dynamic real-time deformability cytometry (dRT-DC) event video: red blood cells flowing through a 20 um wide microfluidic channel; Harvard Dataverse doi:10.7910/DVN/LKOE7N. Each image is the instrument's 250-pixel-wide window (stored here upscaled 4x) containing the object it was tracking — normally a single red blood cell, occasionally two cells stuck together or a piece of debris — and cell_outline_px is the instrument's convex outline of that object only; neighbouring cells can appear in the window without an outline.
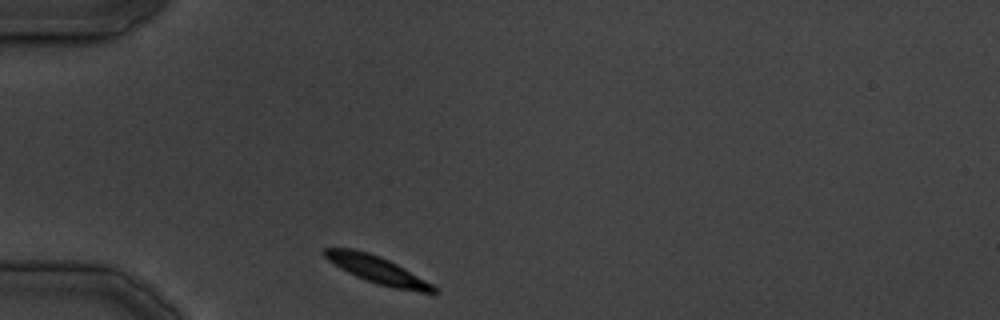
{"species": "common noctule bat (a hibernating species)", "species_latin": "Nyctalus noctula", "temperature_condition": "cold", "stored_images_in_passage": 29, "camera_frame_rate_fps": 3000, "um_per_image_px": 0.085, "animal": {"sex": "male", "body_mass_g": 19.5, "forearm_length_mm": 54.6}, "frame": {"image": 1, "passage_image": 1, "time_ms": 0.0, "image_size_px": [1000, 320], "cell_outline_px": [[440, 292], [432, 296], [376, 284], [356, 276], [340, 268], [328, 260], [324, 256], [324, 248], [352, 248], [368, 252], [380, 256], [404, 268], [440, 288]], "centroid_in_image_um": [32.21, 23.0], "position_along_channel_um": 52.8, "area_um2": 17.74}}
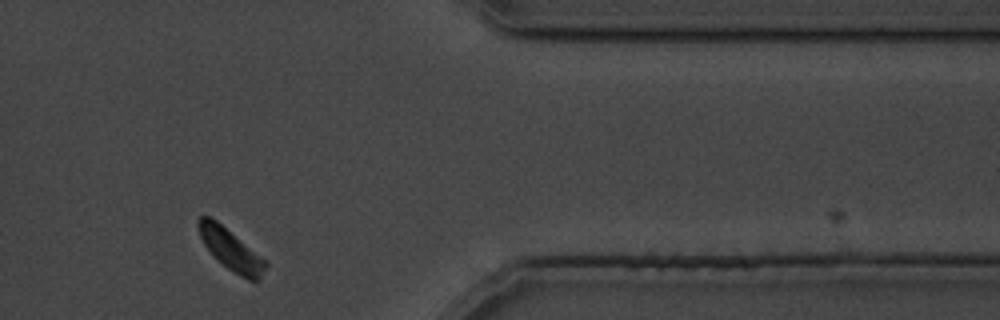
{"frame": {"image": 2, "passage_image": 23, "time_ms": 27.333, "image_size_px": [1000, 320], "cell_outline_px": [[268, 264], [260, 280], [248, 280], [240, 276], [216, 260], [204, 244], [200, 236], [196, 224], [196, 220], [200, 216], [208, 216], [216, 220], [268, 260]], "centroid_in_image_um": [19.64, 21.21], "position_along_channel_um": 391.8, "area_um2": 16.42}}
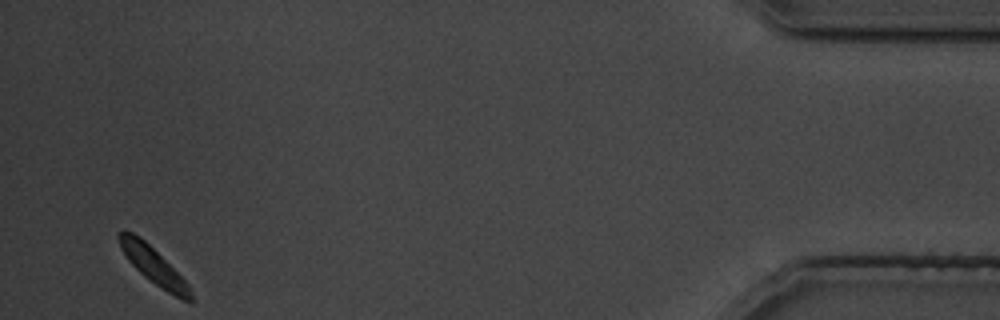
{"frame": {"image": 3, "passage_image": 28, "time_ms": 33.333, "image_size_px": [1000, 320], "cell_outline_px": [[192, 300], [184, 300], [168, 292], [144, 276], [128, 260], [120, 244], [120, 232], [124, 228], [140, 236], [188, 284], [192, 296]], "centroid_in_image_um": [13.02, 22.55], "position_along_channel_um": 422.2, "area_um2": 14.33}}